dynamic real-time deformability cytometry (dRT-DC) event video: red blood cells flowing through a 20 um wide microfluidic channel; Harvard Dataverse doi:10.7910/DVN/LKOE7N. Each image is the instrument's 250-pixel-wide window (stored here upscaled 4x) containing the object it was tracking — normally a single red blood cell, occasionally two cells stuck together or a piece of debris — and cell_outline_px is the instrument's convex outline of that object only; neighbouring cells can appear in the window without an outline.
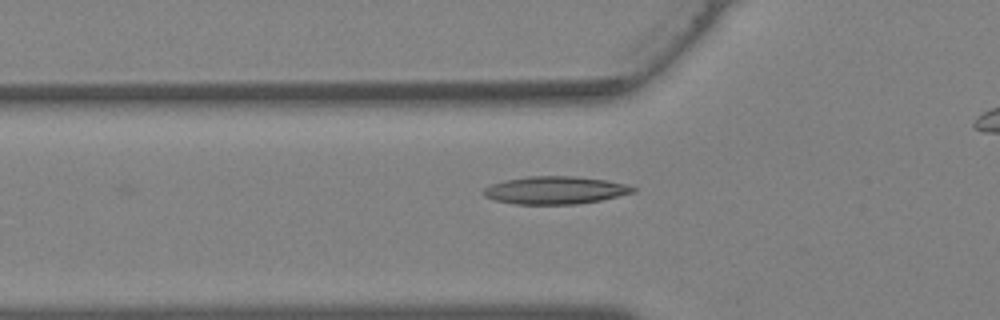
{"species": "Egyptian fruit bat (a non-hibernating species)", "species_latin": "Rousettus aegyptiacus", "temperature_condition": "warm", "stored_images_in_passage": 23, "camera_frame_rate_fps": 3000, "um_per_image_px": 0.085, "animal": {"sex": "female"}, "frame": {"image": 1, "passage_image": 2, "time_ms": 0.333, "image_size_px": [1000, 320], "cell_outline_px": [[636, 192], [600, 200], [576, 204], [516, 204], [496, 200], [484, 196], [480, 192], [484, 188], [492, 184], [504, 180], [528, 176], [572, 176], [604, 180], [628, 184], [636, 188]], "centroid_in_image_um": [47.18, 16.16], "position_along_channel_um": 78.6, "area_um2": 24.1}}
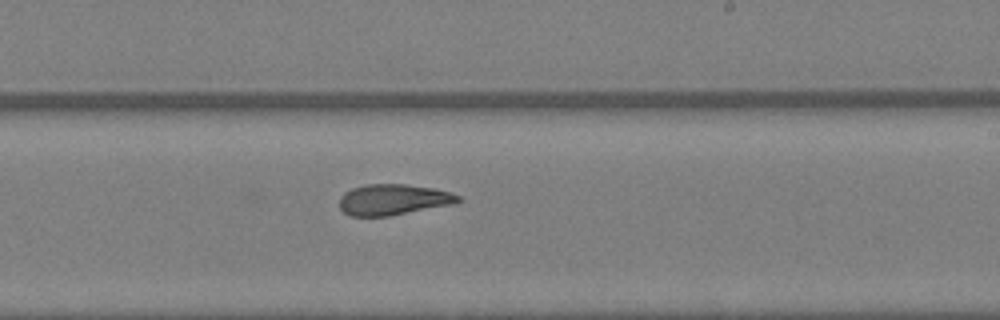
{"frame": {"image": 2, "passage_image": 12, "time_ms": 3.667, "image_size_px": [1000, 320], "cell_outline_px": [[464, 200], [452, 204], [388, 216], [352, 216], [344, 212], [340, 208], [340, 196], [344, 192], [352, 188], [368, 184], [404, 184], [432, 188], [448, 192], [460, 196]], "centroid_in_image_um": [33.41, 16.96], "position_along_channel_um": 255.6, "area_um2": 21.15}}
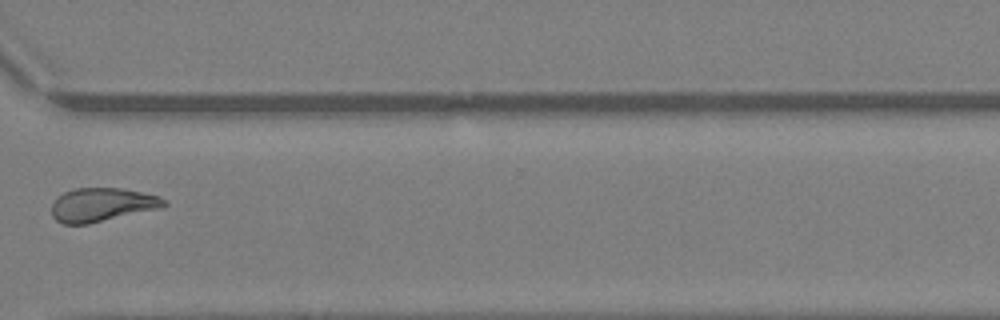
{"frame": {"image": 3, "passage_image": 18, "time_ms": 5.667, "image_size_px": [1000, 320], "cell_outline_px": [[168, 204], [164, 208], [88, 224], [64, 224], [56, 220], [52, 216], [52, 204], [56, 196], [64, 192], [76, 188], [124, 188], [156, 196], [168, 200]], "centroid_in_image_um": [8.69, 17.41], "position_along_channel_um": 361.9, "area_um2": 22.31}}